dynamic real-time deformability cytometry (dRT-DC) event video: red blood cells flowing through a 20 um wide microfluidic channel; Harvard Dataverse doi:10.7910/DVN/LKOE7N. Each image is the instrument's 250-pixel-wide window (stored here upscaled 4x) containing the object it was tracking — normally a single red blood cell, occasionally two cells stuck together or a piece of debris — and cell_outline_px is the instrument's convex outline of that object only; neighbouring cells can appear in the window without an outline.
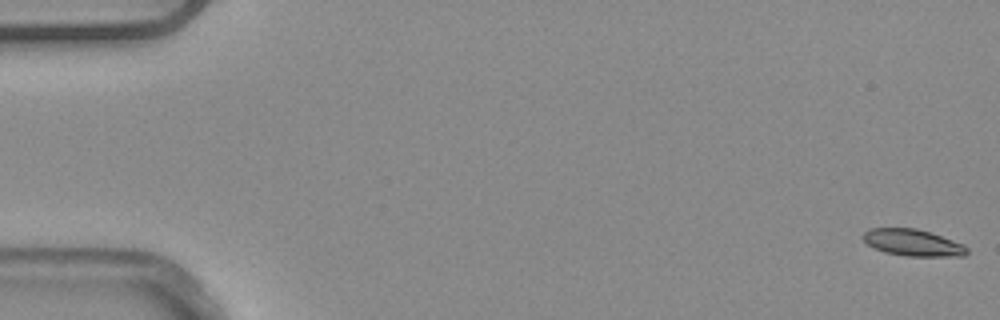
{"species": "common noctule bat (a hibernating species)", "species_latin": "Nyctalus noctula", "temperature_condition": "warm", "stored_images_in_passage": 34, "camera_frame_rate_fps": 3000, "um_per_image_px": 0.085, "animal": {"sex": "male", "body_mass_g": 20.4}, "frame": {"image": 1, "passage_image": 1, "time_ms": 0.0, "image_size_px": [1000, 320], "cell_outline_px": [[968, 252], [964, 256], [904, 256], [884, 252], [868, 244], [860, 236], [868, 228], [916, 228], [964, 244], [968, 248]], "centroid_in_image_um": [77.57, 20.63], "position_along_channel_um": 7.4, "area_um2": 16.13}}
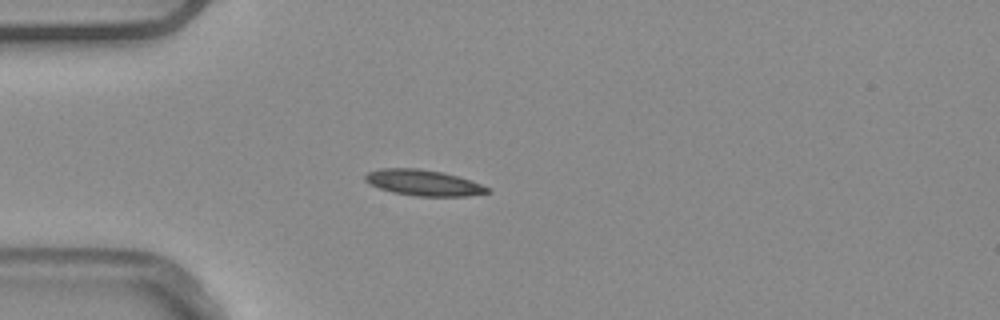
{"frame": {"image": 2, "passage_image": 15, "time_ms": 4.667, "image_size_px": [1000, 320], "cell_outline_px": [[492, 192], [468, 196], [416, 196], [392, 192], [380, 188], [364, 180], [364, 176], [368, 172], [380, 168], [416, 168], [444, 172], [492, 188]], "centroid_in_image_um": [36.01, 15.53], "position_along_channel_um": 49.0, "area_um2": 18.38}}
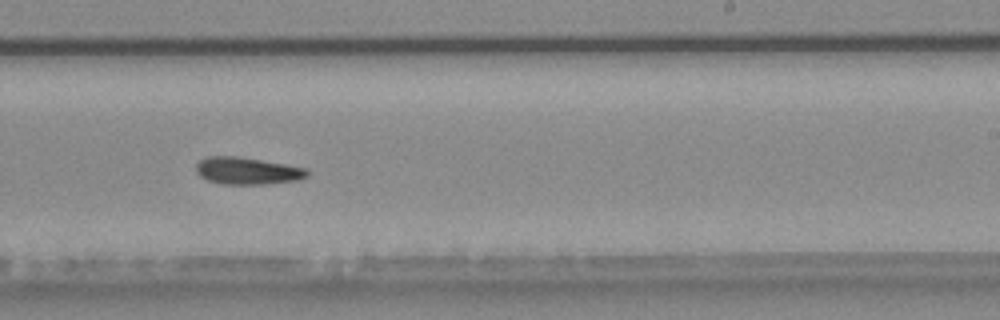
{"frame": {"image": 3, "passage_image": 33, "time_ms": 10.667, "image_size_px": [1000, 320], "cell_outline_px": [[308, 176], [296, 180], [264, 184], [220, 184], [208, 180], [200, 176], [196, 172], [196, 164], [200, 160], [208, 156], [236, 156], [308, 168]], "centroid_in_image_um": [21.0, 14.52], "position_along_channel_um": 268.0, "area_um2": 17.46}}